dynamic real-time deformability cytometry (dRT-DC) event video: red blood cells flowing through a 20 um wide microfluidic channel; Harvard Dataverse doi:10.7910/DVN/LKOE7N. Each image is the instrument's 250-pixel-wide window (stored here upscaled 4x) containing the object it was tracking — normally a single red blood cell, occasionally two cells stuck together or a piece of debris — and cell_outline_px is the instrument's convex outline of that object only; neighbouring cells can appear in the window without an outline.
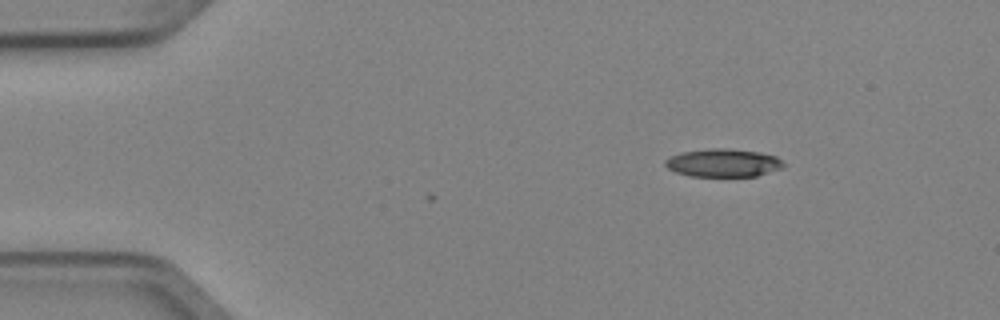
{"species": "Egyptian fruit bat (a non-hibernating species)", "species_latin": "Rousettus aegyptiacus", "temperature_condition": "cold", "stored_images_in_passage": 5, "camera_frame_rate_fps": 3000, "um_per_image_px": 0.085, "animal": {"sex": "female"}, "frame": {"image": 1, "passage_image": 5, "time_ms": 1.333, "image_size_px": [1000, 320], "cell_outline_px": [[784, 168], [756, 176], [692, 176], [676, 172], [668, 168], [664, 164], [664, 160], [680, 152], [712, 148], [728, 148], [760, 152], [776, 156], [784, 164]], "centroid_in_image_um": [61.48, 13.84], "position_along_channel_um": 23.5, "area_um2": 19.36}}